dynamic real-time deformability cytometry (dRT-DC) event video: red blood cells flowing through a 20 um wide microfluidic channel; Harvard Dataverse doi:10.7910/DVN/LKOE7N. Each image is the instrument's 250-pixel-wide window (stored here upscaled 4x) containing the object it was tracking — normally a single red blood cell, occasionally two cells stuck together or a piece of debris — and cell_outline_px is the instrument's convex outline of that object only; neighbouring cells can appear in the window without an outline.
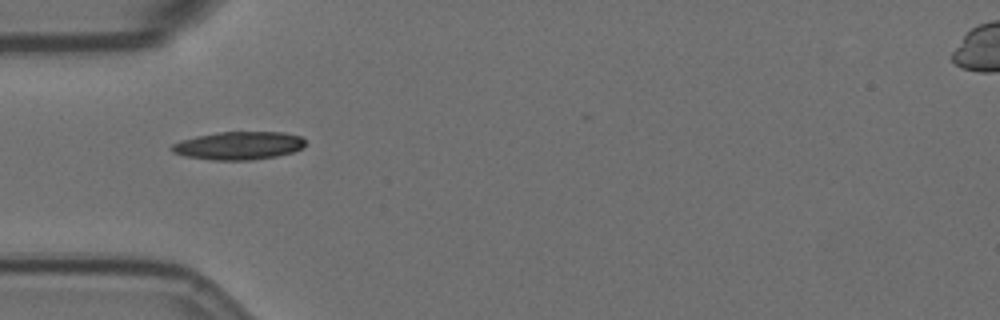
{"species": "Egyptian fruit bat (a non-hibernating species)", "species_latin": "Rousettus aegyptiacus", "temperature_condition": "room temperature", "stored_images_in_passage": 38, "camera_frame_rate_fps": 3000, "um_per_image_px": 0.085, "animal": {"sex": "female"}, "frame": {"image": 1, "passage_image": 1, "time_ms": 0.0, "image_size_px": [1000, 320], "cell_outline_px": [[304, 144], [300, 148], [292, 152], [276, 156], [252, 160], [212, 160], [184, 156], [172, 152], [168, 148], [172, 144], [180, 140], [196, 136], [220, 132], [284, 132], [300, 136], [304, 140]], "centroid_in_image_um": [20.22, 12.38], "position_along_channel_um": 64.8, "area_um2": 21.85}}
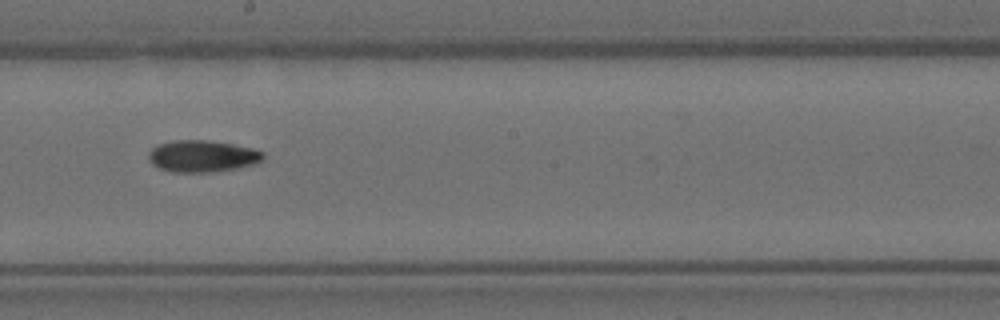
{"frame": {"image": 2, "passage_image": 15, "time_ms": 4.667, "image_size_px": [1000, 320], "cell_outline_px": [[264, 160], [252, 164], [236, 168], [208, 172], [172, 172], [160, 168], [152, 164], [148, 156], [148, 152], [156, 144], [172, 140], [208, 140], [232, 144], [252, 148], [264, 152]], "centroid_in_image_um": [17.17, 13.26], "position_along_channel_um": 231.0, "area_um2": 21.21}}
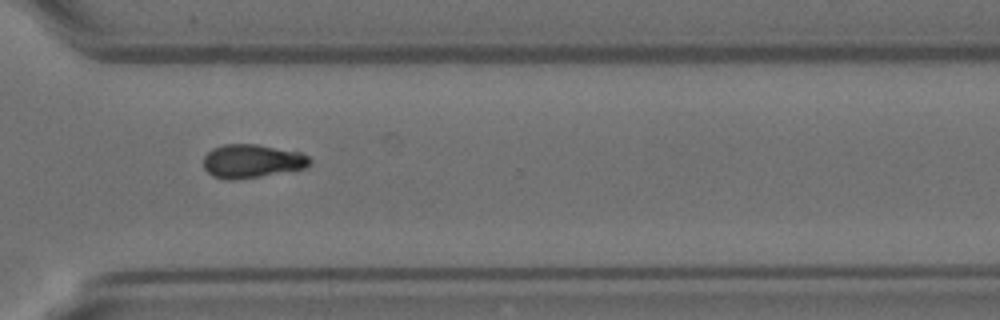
{"frame": {"image": 3, "passage_image": 25, "time_ms": 8.0, "image_size_px": [1000, 320], "cell_outline_px": [[312, 160], [304, 168], [236, 180], [228, 180], [212, 176], [204, 168], [204, 156], [212, 148], [224, 144], [256, 144], [300, 152], [308, 156]], "centroid_in_image_um": [21.38, 13.69], "position_along_channel_um": 349.2, "area_um2": 20.63}, "authors_computed_cell_mechanics": {"area_um2": 20.6057, "velocity_mm_per_s": 3.5542, "shape_relaxation_time_tau1_ms": 10.1523, "shape_relaxation_time_tau2_ms": null, "deformation_change_tau1": 0.207, "deformation_change_tau2": null}}